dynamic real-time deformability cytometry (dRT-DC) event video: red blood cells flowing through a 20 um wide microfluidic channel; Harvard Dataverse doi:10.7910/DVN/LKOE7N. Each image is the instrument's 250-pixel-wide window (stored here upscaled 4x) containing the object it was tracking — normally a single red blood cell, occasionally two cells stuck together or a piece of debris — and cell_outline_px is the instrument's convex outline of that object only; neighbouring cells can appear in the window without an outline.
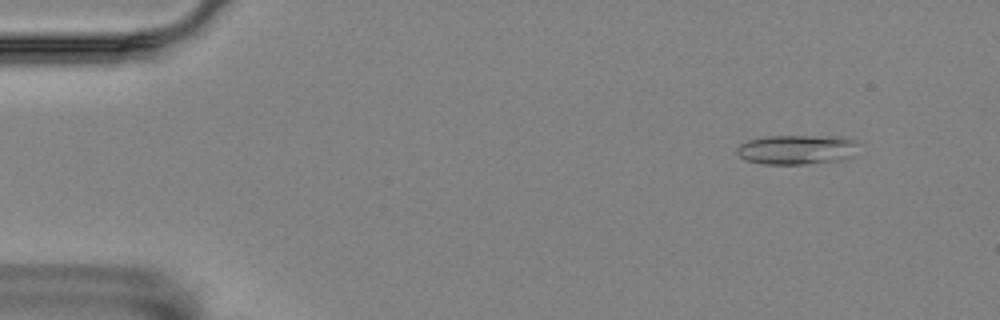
{"species": "Egyptian fruit bat (a non-hibernating species)", "species_latin": "Rousettus aegyptiacus", "temperature_condition": "room temperature", "stored_images_in_passage": 18, "camera_frame_rate_fps": 3000, "um_per_image_px": 0.085, "animal": {"sex": "female"}, "frame": {"image": 1, "passage_image": 6, "time_ms": 1.667, "image_size_px": [1000, 320], "cell_outline_px": [[856, 140], [852, 156], [840, 160], [804, 164], [764, 164], [748, 160], [740, 156], [736, 152], [736, 148], [740, 144], [748, 140], [768, 136], [844, 136]], "centroid_in_image_um": [67.71, 12.7], "position_along_channel_um": 17.3, "area_um2": 20.81}}